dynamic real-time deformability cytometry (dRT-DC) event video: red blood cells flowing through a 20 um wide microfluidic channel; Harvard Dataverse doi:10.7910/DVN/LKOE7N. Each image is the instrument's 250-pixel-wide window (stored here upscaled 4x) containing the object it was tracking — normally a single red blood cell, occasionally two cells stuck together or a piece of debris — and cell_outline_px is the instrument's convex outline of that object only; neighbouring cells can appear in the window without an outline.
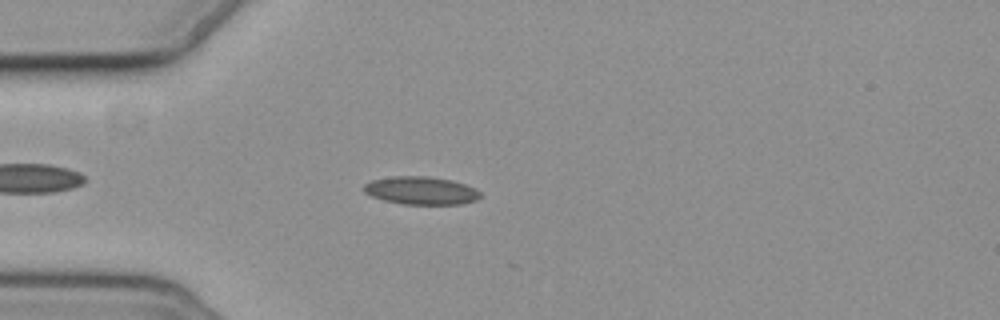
{"species": "common noctule bat (a hibernating species)", "species_latin": "Nyctalus noctula", "temperature_condition": "cold", "stored_images_in_passage": 4, "camera_frame_rate_fps": 3000, "um_per_image_px": 0.085, "animal": {"sex": "female", "body_mass_g": 19.3, "forearm_length_mm": 54.1}, "frame": {"image": 1, "passage_image": 4, "time_ms": 4.333, "image_size_px": [1000, 320], "cell_outline_px": [[480, 196], [476, 200], [460, 204], [404, 204], [384, 200], [372, 196], [364, 192], [364, 184], [372, 180], [392, 176], [428, 176], [452, 180], [476, 188], [480, 192]], "centroid_in_image_um": [35.79, 16.19], "position_along_channel_um": 49.2, "area_um2": 18.9}}